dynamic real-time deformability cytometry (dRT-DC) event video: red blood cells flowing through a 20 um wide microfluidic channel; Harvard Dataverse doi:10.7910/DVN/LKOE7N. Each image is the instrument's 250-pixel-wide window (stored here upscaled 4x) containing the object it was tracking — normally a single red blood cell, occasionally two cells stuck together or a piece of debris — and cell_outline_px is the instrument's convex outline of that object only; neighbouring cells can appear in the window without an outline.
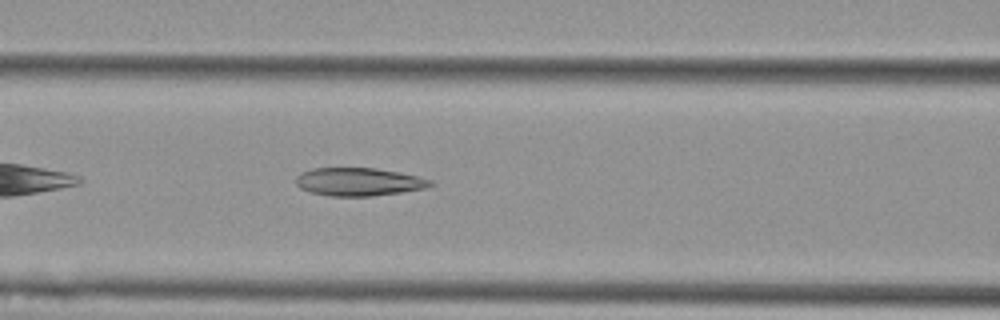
{"species": "Egyptian fruit bat (a non-hibernating species)", "species_latin": "Rousettus aegyptiacus", "temperature_condition": "cold", "stored_images_in_passage": 36, "camera_frame_rate_fps": 3000, "um_per_image_px": 0.085, "animal": {"sex": "female"}, "frame": {"image": 1, "passage_image": 8, "time_ms": 2.333, "image_size_px": [1000, 320], "cell_outline_px": [[436, 184], [424, 188], [400, 192], [372, 196], [328, 196], [312, 192], [300, 188], [296, 184], [296, 176], [300, 172], [312, 168], [376, 168], [420, 176], [432, 180]], "centroid_in_image_um": [30.49, 15.45], "position_along_channel_um": 136.1, "area_um2": 22.08}}
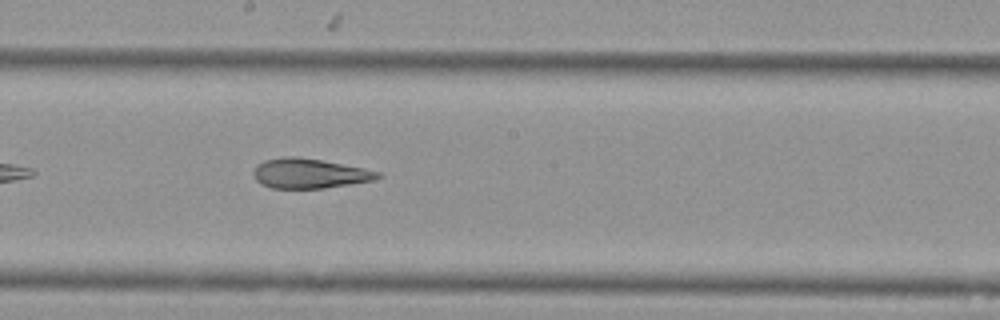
{"frame": {"image": 2, "passage_image": 15, "time_ms": 4.667, "image_size_px": [1000, 320], "cell_outline_px": [[384, 176], [372, 180], [324, 188], [272, 188], [260, 184], [256, 180], [252, 172], [256, 164], [264, 160], [284, 156], [296, 156], [320, 160], [364, 168], [380, 172]], "centroid_in_image_um": [26.26, 14.73], "position_along_channel_um": 221.9, "area_um2": 21.56}}
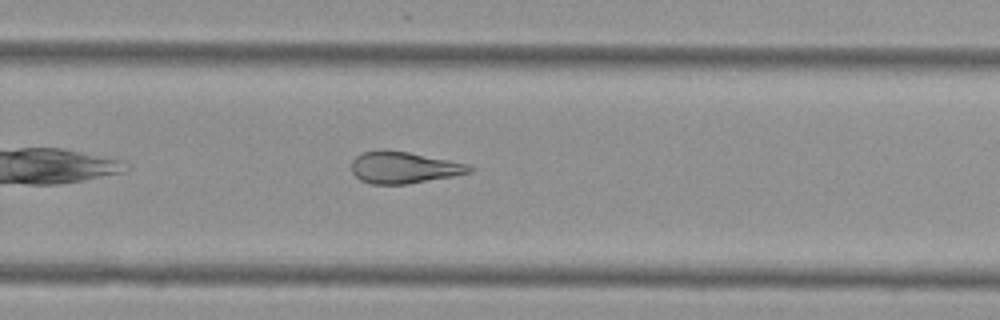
{"frame": {"image": 3, "passage_image": 21, "time_ms": 6.667, "image_size_px": [1000, 320], "cell_outline_px": [[476, 168], [472, 172], [452, 176], [408, 184], [372, 184], [360, 180], [352, 172], [352, 160], [356, 156], [364, 152], [380, 148], [384, 148], [408, 152], [468, 164]], "centroid_in_image_um": [34.31, 14.23], "position_along_channel_um": 295.5, "area_um2": 21.91}, "authors_computed_cell_mechanics": {"area_um2": 22.2819, "velocity_mm_per_s": 3.6979, "shape_relaxation_time_tau1_ms": null, "shape_relaxation_time_tau2_ms": 4.1945, "deformation_change_tau1": null, "deformation_change_tau2": 0.1475}}